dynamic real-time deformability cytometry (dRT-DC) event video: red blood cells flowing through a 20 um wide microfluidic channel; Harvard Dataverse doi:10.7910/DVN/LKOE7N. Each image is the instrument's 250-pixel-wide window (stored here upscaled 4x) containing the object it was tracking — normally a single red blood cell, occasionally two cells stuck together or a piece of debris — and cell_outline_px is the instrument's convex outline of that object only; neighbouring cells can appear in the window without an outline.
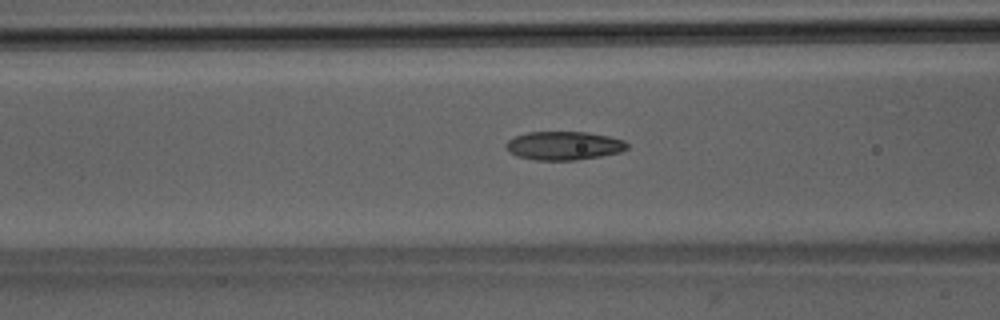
{"species": "Egyptian fruit bat (a non-hibernating species)", "species_latin": "Rousettus aegyptiacus", "temperature_condition": "room temperature", "stored_images_in_passage": 7, "camera_frame_rate_fps": 3000, "um_per_image_px": 0.085, "animal": {"sex": "male"}, "frame": {"image": 1, "passage_image": 6, "time_ms": 1.667, "image_size_px": [1000, 320], "cell_outline_px": [[628, 148], [620, 152], [600, 156], [576, 160], [536, 160], [516, 156], [508, 152], [504, 144], [508, 140], [516, 136], [528, 132], [584, 132], [608, 136], [624, 140], [628, 144]], "centroid_in_image_um": [47.9, 12.38], "position_along_channel_um": 118.7, "area_um2": 20.17}}